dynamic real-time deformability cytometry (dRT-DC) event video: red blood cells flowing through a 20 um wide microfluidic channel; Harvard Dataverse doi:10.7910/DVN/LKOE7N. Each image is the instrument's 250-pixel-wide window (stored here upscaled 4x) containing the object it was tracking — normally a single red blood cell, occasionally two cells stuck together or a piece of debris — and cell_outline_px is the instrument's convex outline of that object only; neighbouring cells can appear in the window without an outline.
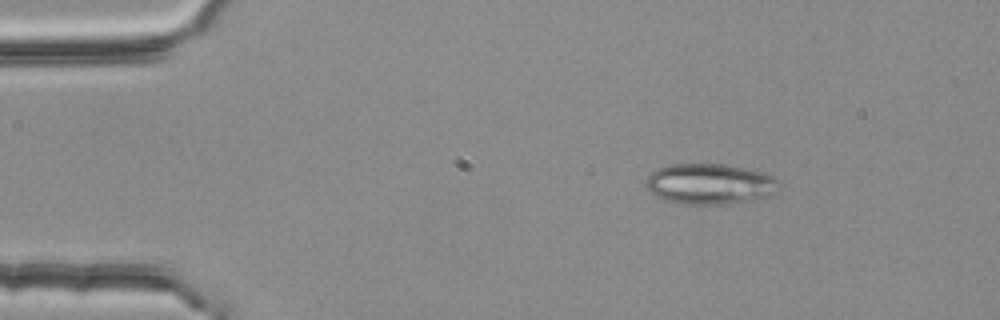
{"species": "common noctule bat (a hibernating species)", "species_latin": "Nyctalus noctula", "temperature_condition": "room temperature", "stored_images_in_passage": 3, "camera_frame_rate_fps": 3000, "um_per_image_px": 0.085, "animal": {"sex": "female", "body_mass_g": 25.1}, "frame": {"image": 1, "passage_image": 1, "time_ms": 0.0, "image_size_px": [1000, 320], "cell_outline_px": [[780, 180], [772, 192], [764, 196], [752, 200], [724, 204], [684, 204], [664, 200], [644, 188], [644, 180], [652, 172], [668, 164], [724, 164], [744, 168], [760, 172], [772, 176]], "centroid_in_image_um": [60.24, 15.63], "position_along_channel_um": 24.8, "area_um2": 31.21}}